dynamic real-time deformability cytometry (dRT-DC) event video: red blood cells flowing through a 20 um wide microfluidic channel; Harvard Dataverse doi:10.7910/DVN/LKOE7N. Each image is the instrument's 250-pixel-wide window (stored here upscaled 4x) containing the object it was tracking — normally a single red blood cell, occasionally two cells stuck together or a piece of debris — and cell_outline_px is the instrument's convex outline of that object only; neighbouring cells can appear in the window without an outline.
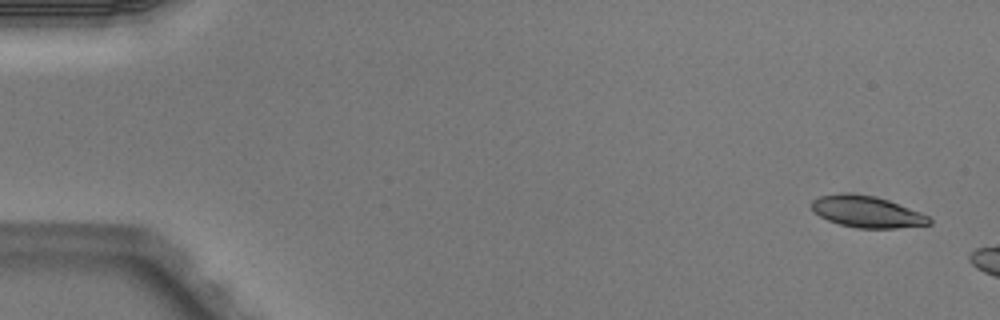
{"species": "Egyptian fruit bat (a non-hibernating species)", "species_latin": "Rousettus aegyptiacus", "temperature_condition": "warm", "stored_images_in_passage": 3, "camera_frame_rate_fps": 3000, "um_per_image_px": 0.085, "animal": {"sex": "male"}, "frame": {"image": 1, "passage_image": 1, "time_ms": 0.0, "image_size_px": [1000, 320], "cell_outline_px": [[932, 224], [896, 228], [856, 228], [840, 224], [828, 220], [820, 216], [812, 208], [812, 200], [820, 196], [844, 192], [848, 192], [876, 196], [888, 200], [920, 212], [928, 216], [932, 220]], "centroid_in_image_um": [73.69, 17.99], "position_along_channel_um": 11.3, "area_um2": 21.56}}